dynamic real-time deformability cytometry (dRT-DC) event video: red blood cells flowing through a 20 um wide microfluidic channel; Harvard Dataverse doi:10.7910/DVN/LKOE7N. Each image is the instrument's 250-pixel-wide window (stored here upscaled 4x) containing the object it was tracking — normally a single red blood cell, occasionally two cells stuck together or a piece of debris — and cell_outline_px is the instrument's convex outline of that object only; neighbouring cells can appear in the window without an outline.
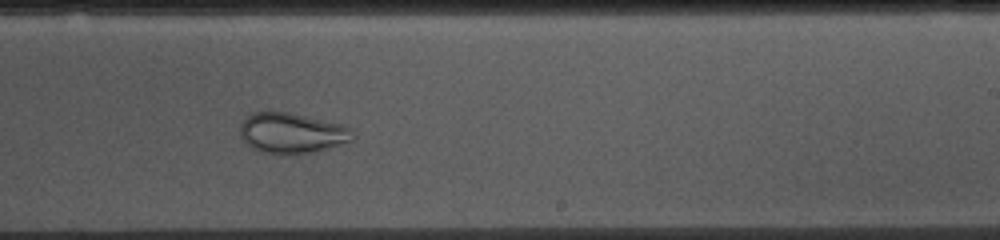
{"species": "common noctule bat (a hibernating species)", "species_latin": "Nyctalus noctula", "temperature_condition": "cold", "stored_images_in_passage": 53, "camera_frame_rate_fps": 3000, "um_per_image_px": 0.085, "animal": {"sex": "female", "body_mass_g": 10.0, "forearm_length_mm": 53.1}, "frame": {"image": 1, "passage_image": 31, "time_ms": 10.0, "image_size_px": [1000, 240], "cell_outline_px": [[356, 136], [352, 140], [312, 152], [284, 156], [260, 152], [252, 148], [240, 136], [240, 124], [252, 112], [288, 112], [340, 124], [352, 128]], "centroid_in_image_um": [24.79, 11.33], "position_along_channel_um": 264.2, "area_um2": 26.59}}